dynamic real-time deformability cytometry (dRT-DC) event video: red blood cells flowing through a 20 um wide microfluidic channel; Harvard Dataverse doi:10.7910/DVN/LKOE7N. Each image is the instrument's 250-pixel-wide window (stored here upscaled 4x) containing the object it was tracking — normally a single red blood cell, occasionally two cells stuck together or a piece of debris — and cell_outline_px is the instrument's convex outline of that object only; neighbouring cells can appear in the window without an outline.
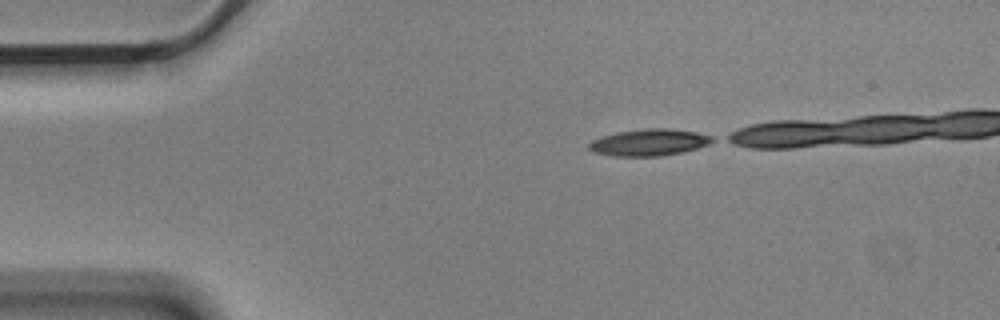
{"species": "Egyptian fruit bat (a non-hibernating species)", "species_latin": "Rousettus aegyptiacus", "temperature_condition": "cold", "stored_images_in_passage": 4, "camera_frame_rate_fps": 3000, "um_per_image_px": 0.085, "animal": {"sex": "male"}, "frame": {"image": 1, "passage_image": 1, "time_ms": 0.0, "image_size_px": [1000, 320], "cell_outline_px": [[716, 140], [708, 144], [696, 148], [680, 152], [660, 156], [612, 156], [596, 152], [588, 148], [588, 144], [592, 140], [616, 132], [648, 128], [664, 128], [696, 132], [712, 136]], "centroid_in_image_um": [55.17, 12.1], "position_along_channel_um": 29.8, "area_um2": 18.96}}